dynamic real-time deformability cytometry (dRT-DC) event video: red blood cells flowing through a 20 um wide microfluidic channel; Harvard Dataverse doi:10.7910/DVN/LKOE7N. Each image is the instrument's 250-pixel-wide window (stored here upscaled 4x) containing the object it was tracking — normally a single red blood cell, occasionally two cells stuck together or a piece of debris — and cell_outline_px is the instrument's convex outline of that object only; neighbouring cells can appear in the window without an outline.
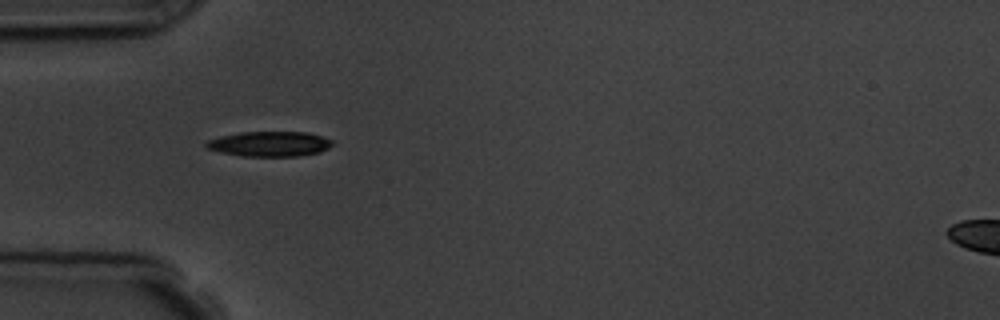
{"species": "common noctule bat (a hibernating species)", "species_latin": "Nyctalus noctula", "temperature_condition": "room temperature", "stored_images_in_passage": 2, "camera_frame_rate_fps": 3000, "um_per_image_px": 0.085, "animal": {"sex": "male", "body_mass_g": 19.5, "forearm_length_mm": 54.6}, "frame": {"image": 1, "passage_image": 1, "time_ms": 0.0, "image_size_px": [1000, 320], "cell_outline_px": [[332, 144], [328, 148], [320, 152], [300, 156], [240, 156], [220, 152], [208, 148], [204, 144], [208, 140], [220, 136], [240, 132], [308, 132], [332, 140]], "centroid_in_image_um": [22.91, 12.23], "position_along_channel_um": 62.1, "area_um2": 18.38}}